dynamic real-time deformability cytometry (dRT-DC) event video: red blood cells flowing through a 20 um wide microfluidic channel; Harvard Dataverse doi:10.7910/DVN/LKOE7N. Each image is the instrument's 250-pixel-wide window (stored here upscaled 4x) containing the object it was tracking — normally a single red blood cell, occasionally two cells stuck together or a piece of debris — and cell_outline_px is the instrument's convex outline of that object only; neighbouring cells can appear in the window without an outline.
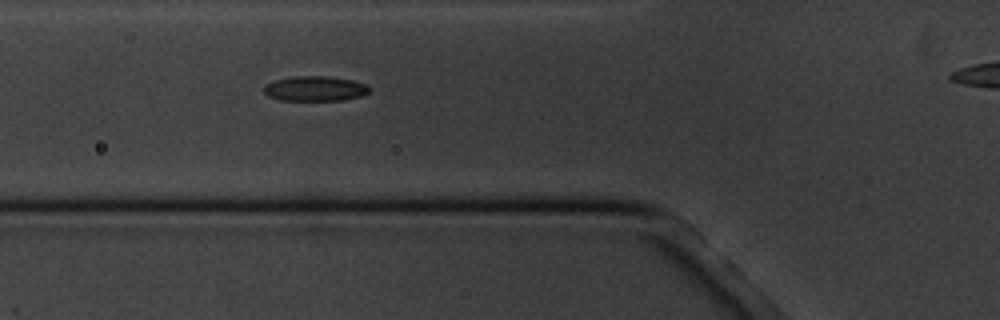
{"species": "common noctule bat (a hibernating species)", "species_latin": "Nyctalus noctula", "temperature_condition": "cold", "stored_images_in_passage": 7, "segment_of_instrument_passage": [1, 2], "camera_frame_rate_fps": 3000, "um_per_image_px": 0.085, "animal": {"sex": "male", "body_mass_g": 20.1, "forearm_length_mm": 53.5}, "frame": {"image": 1, "passage_image": 6, "time_ms": 5.667, "image_size_px": [1000, 320], "cell_outline_px": [[368, 92], [360, 96], [340, 100], [280, 100], [268, 96], [264, 92], [264, 84], [276, 80], [292, 76], [328, 76], [352, 80], [368, 84]], "centroid_in_image_um": [26.75, 7.52], "position_along_channel_um": 99.1, "area_um2": 15.26}}